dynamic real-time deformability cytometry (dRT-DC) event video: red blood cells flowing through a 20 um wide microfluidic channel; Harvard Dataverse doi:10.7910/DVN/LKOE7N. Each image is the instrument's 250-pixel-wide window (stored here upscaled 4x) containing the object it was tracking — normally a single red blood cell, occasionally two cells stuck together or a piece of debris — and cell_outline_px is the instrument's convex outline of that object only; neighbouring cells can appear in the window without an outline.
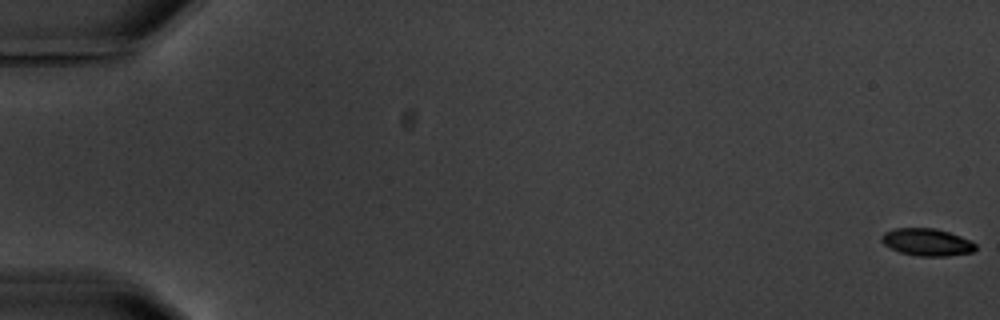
{"species": "common noctule bat (a hibernating species)", "species_latin": "Nyctalus noctula", "temperature_condition": "warm", "stored_images_in_passage": 5, "camera_frame_rate_fps": 3000, "um_per_image_px": 0.085, "animal": {"sex": "male", "body_mass_g": 20.1, "forearm_length_mm": 53.5}, "frame": {"image": 1, "passage_image": 1, "time_ms": 0.0, "image_size_px": [1000, 320], "cell_outline_px": [[976, 248], [972, 252], [948, 256], [920, 256], [900, 252], [884, 244], [880, 240], [880, 236], [884, 232], [896, 228], [936, 228], [972, 240], [976, 244]], "centroid_in_image_um": [78.8, 20.57], "position_along_channel_um": 6.2, "area_um2": 14.97}}
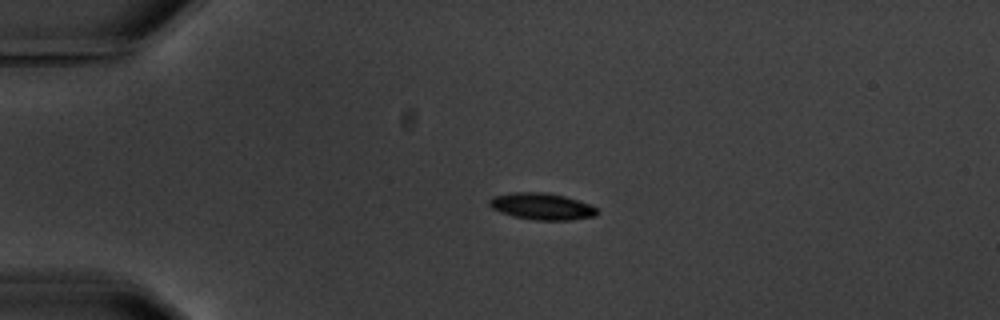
{"frame": {"image": 2, "passage_image": 4, "time_ms": 4.667, "image_size_px": [1000, 320], "cell_outline_px": [[600, 212], [596, 216], [572, 220], [536, 220], [512, 216], [500, 212], [492, 208], [488, 204], [488, 200], [492, 196], [512, 192], [548, 192], [564, 196], [588, 204], [596, 208]], "centroid_in_image_um": [46.03, 17.54], "position_along_channel_um": 39.0, "area_um2": 16.88}}